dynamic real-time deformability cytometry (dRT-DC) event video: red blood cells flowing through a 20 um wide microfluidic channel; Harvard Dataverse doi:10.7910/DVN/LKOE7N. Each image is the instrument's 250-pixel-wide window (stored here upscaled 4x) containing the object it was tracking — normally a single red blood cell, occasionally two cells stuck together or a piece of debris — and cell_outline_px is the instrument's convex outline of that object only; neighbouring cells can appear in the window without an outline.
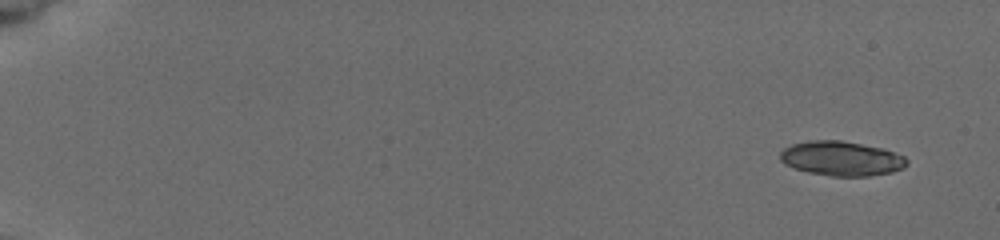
{"species": "common noctule bat (a hibernating species)", "species_latin": "Nyctalus noctula", "temperature_condition": "cold", "stored_images_in_passage": 13, "segment_of_instrument_passage": [1, 2], "camera_frame_rate_fps": 3000, "um_per_image_px": 0.085, "animal": {"sex": "female", "body_mass_g": 19.5, "forearm_length_mm": 54.1}, "frame": {"image": 1, "passage_image": 1, "time_ms": 0.0, "image_size_px": [1000, 240], "cell_outline_px": [[908, 164], [904, 168], [892, 172], [868, 176], [832, 176], [808, 172], [784, 164], [780, 160], [780, 152], [784, 148], [792, 144], [808, 140], [840, 140], [880, 148], [904, 156], [908, 160]], "centroid_in_image_um": [71.51, 13.47], "position_along_channel_um": 13.5, "area_um2": 25.37}}
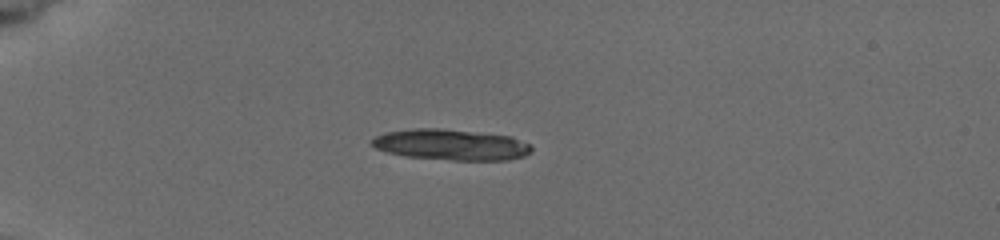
{"frame": {"image": 2, "passage_image": 6, "time_ms": 4.333, "image_size_px": [1000, 240], "cell_outline_px": [[532, 152], [524, 156], [504, 160], [452, 160], [404, 156], [388, 152], [376, 148], [372, 144], [372, 140], [376, 136], [388, 132], [412, 128], [440, 128], [512, 136], [532, 144]], "centroid_in_image_um": [38.39, 12.3], "position_along_channel_um": 46.6, "area_um2": 28.73}}